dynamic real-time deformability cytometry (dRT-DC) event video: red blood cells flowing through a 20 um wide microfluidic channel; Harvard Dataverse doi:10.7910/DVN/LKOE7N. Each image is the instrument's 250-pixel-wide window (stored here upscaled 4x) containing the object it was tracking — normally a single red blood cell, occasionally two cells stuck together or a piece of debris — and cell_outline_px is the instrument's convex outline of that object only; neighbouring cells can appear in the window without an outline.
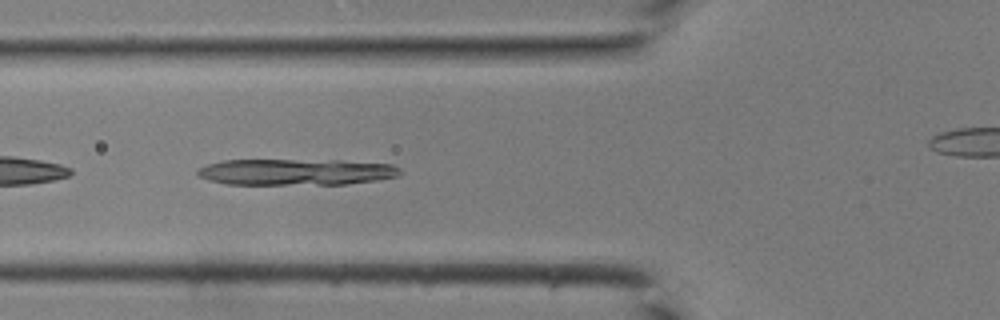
{"species": "common noctule bat (a hibernating species)", "species_latin": "Nyctalus noctula", "temperature_condition": "room temperature", "stored_images_in_passage": 42, "camera_frame_rate_fps": 3000, "um_per_image_px": 0.085, "animal": {"sex": "male", "body_mass_g": 19.0, "forearm_length_mm": 50.8}, "frame": {"image": 1, "passage_image": 15, "time_ms": 4.667, "image_size_px": [1000, 320], "cell_outline_px": [[400, 172], [396, 176], [376, 180], [344, 184], [224, 184], [208, 180], [196, 176], [196, 168], [208, 164], [224, 160], [340, 160], [392, 164], [400, 168]], "centroid_in_image_um": [25.09, 14.61], "position_along_channel_um": 100.7, "area_um2": 31.15}}
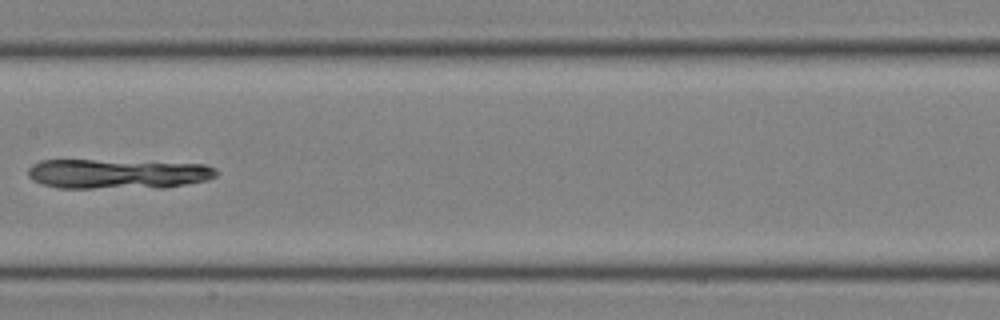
{"frame": {"image": 2, "passage_image": 21, "time_ms": 6.667, "image_size_px": [1000, 320], "cell_outline_px": [[220, 172], [216, 176], [208, 180], [164, 188], [56, 188], [32, 180], [28, 176], [28, 168], [32, 164], [40, 160], [92, 160], [204, 164], [216, 168]], "centroid_in_image_um": [10.01, 14.79], "position_along_channel_um": 197.4, "area_um2": 32.89}}
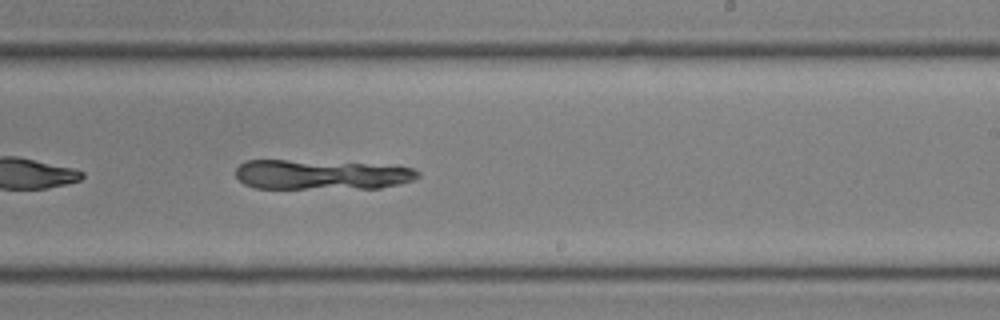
{"frame": {"image": 3, "passage_image": 25, "time_ms": 8.0, "image_size_px": [1000, 320], "cell_outline_px": [[420, 176], [412, 180], [380, 188], [256, 188], [244, 184], [236, 176], [236, 168], [244, 160], [288, 160], [364, 164], [412, 168], [420, 172]], "centroid_in_image_um": [27.23, 14.85], "position_along_channel_um": 261.8, "area_um2": 31.1}}